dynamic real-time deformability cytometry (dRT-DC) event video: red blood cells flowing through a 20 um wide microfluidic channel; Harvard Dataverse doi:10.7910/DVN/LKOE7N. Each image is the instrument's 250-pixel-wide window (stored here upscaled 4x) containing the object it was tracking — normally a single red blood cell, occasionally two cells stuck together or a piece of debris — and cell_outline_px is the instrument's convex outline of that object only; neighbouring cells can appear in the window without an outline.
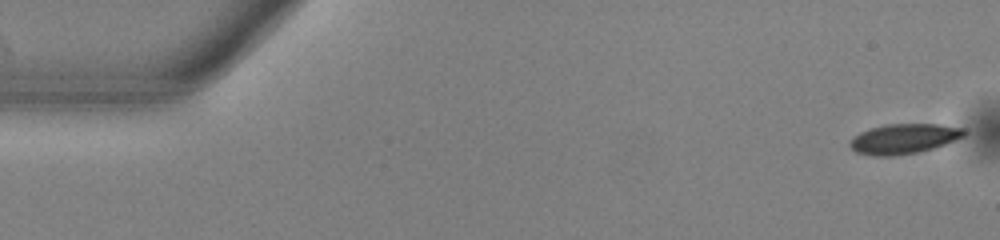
{"species": "common noctule bat (a hibernating species)", "species_latin": "Nyctalus noctula", "temperature_condition": "warm", "stored_images_in_passage": 51, "camera_frame_rate_fps": 3000, "um_per_image_px": 0.085, "animal": {"sex": "male", "body_mass_g": 13.0, "forearm_length_mm": 53.1}, "frame": {"image": 1, "passage_image": 1, "time_ms": 0.0, "image_size_px": [1000, 240], "cell_outline_px": [[964, 136], [944, 144], [932, 148], [916, 152], [892, 156], [872, 156], [856, 152], [848, 144], [860, 132], [884, 124], [940, 124], [964, 128]], "centroid_in_image_um": [76.81, 11.79], "position_along_channel_um": 8.2, "area_um2": 19.65}}
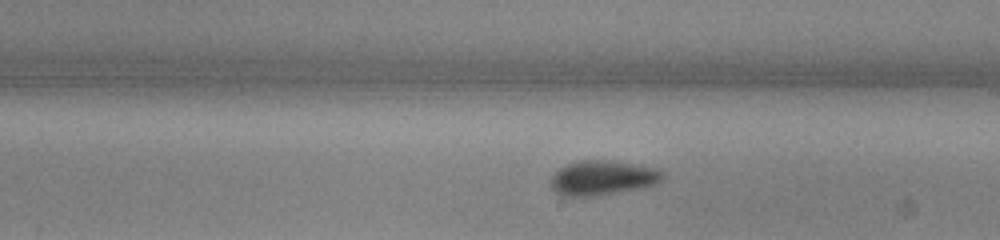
{"frame": {"image": 2, "passage_image": 29, "time_ms": 9.333, "image_size_px": [1000, 240], "cell_outline_px": [[664, 176], [656, 184], [640, 188], [596, 196], [560, 196], [552, 188], [548, 180], [560, 168], [568, 164], [580, 160], [608, 160], [640, 164], [656, 168], [664, 172]], "centroid_in_image_um": [51.21, 15.11], "position_along_channel_um": 237.8, "area_um2": 22.77}}
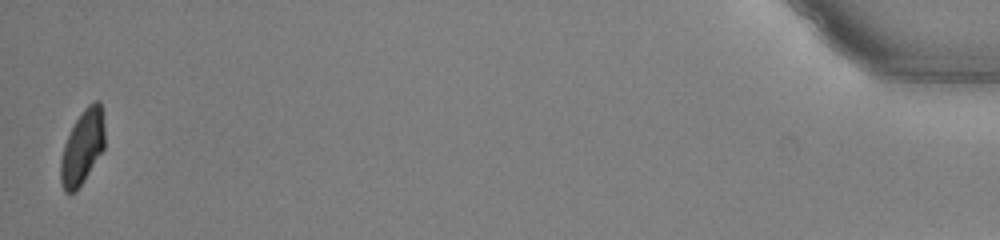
{"frame": {"image": 3, "passage_image": 51, "time_ms": 16.667, "image_size_px": [1000, 240], "cell_outline_px": [[104, 148], [84, 180], [76, 192], [64, 192], [60, 184], [60, 160], [64, 144], [76, 120], [84, 108], [88, 104], [96, 100], [100, 100], [104, 124]], "centroid_in_image_um": [6.99, 12.52], "position_along_channel_um": 428.2, "area_um2": 19.02}, "authors_computed_cell_mechanics": {"area_um2": 20.6924, "velocity_mm_per_s": 3.9497, "shape_relaxation_time_tau1_ms": 2.3308, "shape_relaxation_time_tau2_ms": null, "deformation_change_tau1": 0.1016, "deformation_change_tau2": null}}